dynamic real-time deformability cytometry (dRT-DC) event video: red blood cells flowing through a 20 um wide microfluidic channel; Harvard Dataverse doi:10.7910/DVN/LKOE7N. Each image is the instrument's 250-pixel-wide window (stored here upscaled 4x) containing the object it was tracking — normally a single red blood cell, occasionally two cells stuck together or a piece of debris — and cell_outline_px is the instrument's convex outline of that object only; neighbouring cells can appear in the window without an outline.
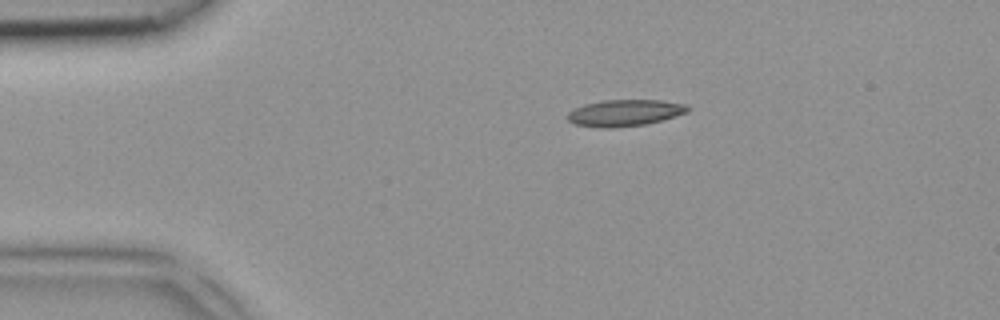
{"species": "common noctule bat (a hibernating species)", "species_latin": "Nyctalus noctula", "temperature_condition": "room temperature", "stored_images_in_passage": 3, "camera_frame_rate_fps": 3000, "um_per_image_px": 0.085, "animal": {"sex": "female", "body_mass_g": 18.4}, "frame": {"image": 1, "passage_image": 3, "time_ms": 0.667, "image_size_px": [1000, 320], "cell_outline_px": [[688, 112], [676, 116], [644, 124], [608, 128], [604, 128], [576, 124], [568, 120], [568, 112], [584, 104], [604, 100], [660, 100], [688, 104]], "centroid_in_image_um": [53.12, 9.58], "position_along_channel_um": 31.9, "area_um2": 18.32}}